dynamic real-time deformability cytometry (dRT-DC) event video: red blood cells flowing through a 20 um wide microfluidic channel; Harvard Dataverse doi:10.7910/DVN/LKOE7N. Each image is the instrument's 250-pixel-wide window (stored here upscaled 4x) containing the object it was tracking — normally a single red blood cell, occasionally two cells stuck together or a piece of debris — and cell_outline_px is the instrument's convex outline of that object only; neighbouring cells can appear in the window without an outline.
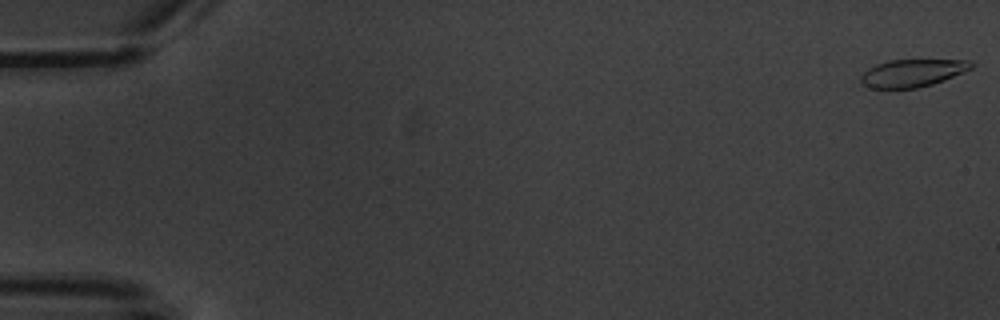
{"species": "common noctule bat (a hibernating species)", "species_latin": "Nyctalus noctula", "temperature_condition": "warm", "stored_images_in_passage": 4, "camera_frame_rate_fps": 3000, "um_per_image_px": 0.085, "animal": {"sex": "male", "body_mass_g": 20.1, "forearm_length_mm": 53.5}, "frame": {"image": 1, "passage_image": 1, "time_ms": 0.0, "image_size_px": [1000, 320], "cell_outline_px": [[976, 64], [972, 68], [964, 72], [944, 80], [932, 84], [916, 88], [872, 88], [864, 84], [860, 80], [860, 76], [868, 68], [876, 64], [888, 60], [972, 60]], "centroid_in_image_um": [77.59, 6.19], "position_along_channel_um": 7.4, "area_um2": 17.74}}